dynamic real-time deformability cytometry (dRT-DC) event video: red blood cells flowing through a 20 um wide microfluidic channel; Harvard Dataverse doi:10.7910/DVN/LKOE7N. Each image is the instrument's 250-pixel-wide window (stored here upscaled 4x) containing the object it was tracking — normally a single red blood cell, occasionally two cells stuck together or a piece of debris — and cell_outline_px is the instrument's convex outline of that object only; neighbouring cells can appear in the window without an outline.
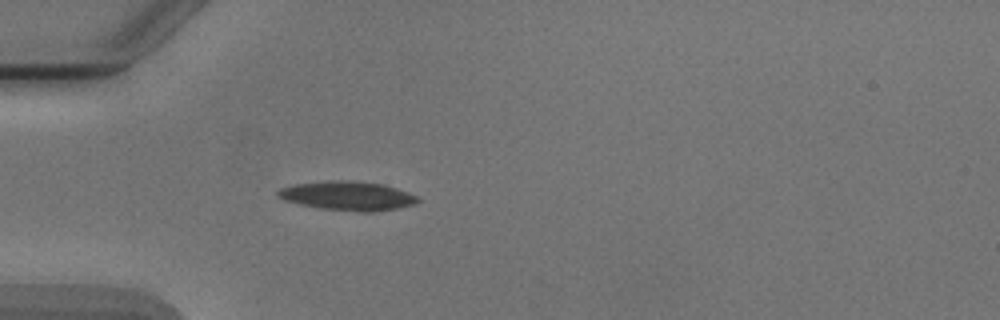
{"species": "Egyptian fruit bat (a non-hibernating species)", "species_latin": "Rousettus aegyptiacus", "temperature_condition": "cold", "stored_images_in_passage": 4, "camera_frame_rate_fps": 3000, "um_per_image_px": 0.085, "animal": {"sex": "male"}, "frame": {"image": 1, "passage_image": 4, "time_ms": 4.333, "image_size_px": [1000, 320], "cell_outline_px": [[420, 200], [412, 204], [400, 208], [372, 212], [360, 212], [320, 208], [300, 204], [284, 200], [276, 196], [276, 192], [280, 188], [292, 184], [328, 180], [348, 180], [384, 184], [408, 192], [416, 196]], "centroid_in_image_um": [29.51, 16.64], "position_along_channel_um": 55.5, "area_um2": 23.81}}